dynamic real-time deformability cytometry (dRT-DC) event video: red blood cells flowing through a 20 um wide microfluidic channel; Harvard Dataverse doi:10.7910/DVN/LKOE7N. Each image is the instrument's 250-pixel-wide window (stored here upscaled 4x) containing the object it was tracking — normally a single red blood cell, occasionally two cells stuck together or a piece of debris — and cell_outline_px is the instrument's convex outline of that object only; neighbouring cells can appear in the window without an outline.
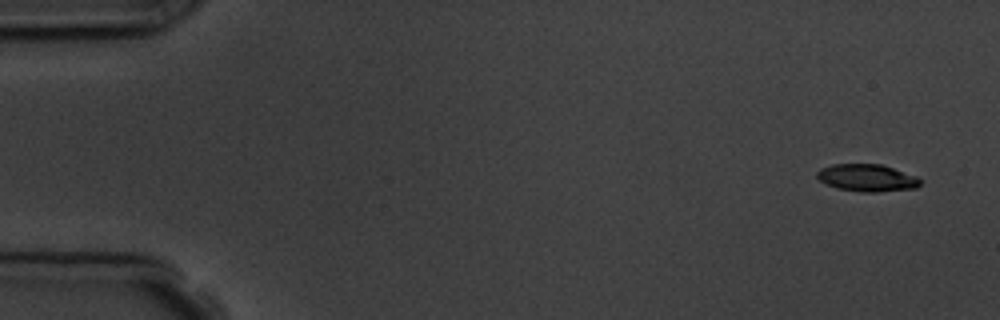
{"species": "common noctule bat (a hibernating species)", "species_latin": "Nyctalus noctula", "temperature_condition": "room temperature", "stored_images_in_passage": 6, "camera_frame_rate_fps": 3000, "um_per_image_px": 0.085, "animal": {"sex": "male", "body_mass_g": 19.5, "forearm_length_mm": 54.6}, "frame": {"image": 1, "passage_image": 1, "time_ms": 0.0, "image_size_px": [1000, 320], "cell_outline_px": [[920, 184], [916, 188], [876, 192], [860, 192], [836, 188], [820, 180], [816, 176], [816, 172], [820, 168], [832, 164], [880, 164], [916, 176], [920, 180]], "centroid_in_image_um": [73.67, 15.12], "position_along_channel_um": 11.3, "area_um2": 16.3}}